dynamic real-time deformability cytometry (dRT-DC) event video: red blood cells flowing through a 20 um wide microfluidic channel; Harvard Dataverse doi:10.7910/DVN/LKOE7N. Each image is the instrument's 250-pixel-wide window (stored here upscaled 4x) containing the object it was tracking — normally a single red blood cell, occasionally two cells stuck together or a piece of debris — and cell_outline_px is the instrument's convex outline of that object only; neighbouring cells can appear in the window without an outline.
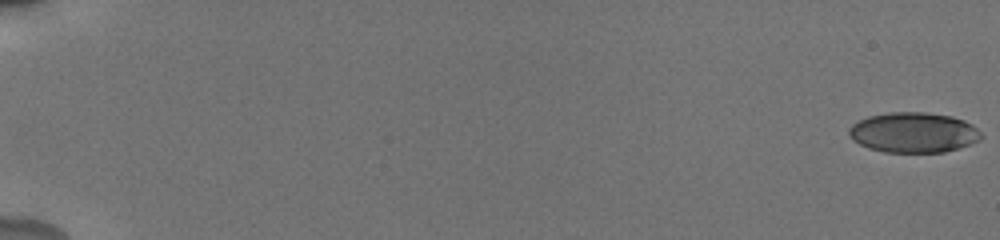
{"species": "human", "species_latin": "Homo sapiens", "temperature_condition": "cold", "stored_images_in_passage": 56, "camera_frame_rate_fps": 3000, "um_per_image_px": 0.085, "donor": {"sex": "male"}, "frame": {"image": 1, "passage_image": 1, "time_ms": 0.0, "image_size_px": [1000, 240], "cell_outline_px": [[984, 136], [980, 140], [944, 152], [884, 152], [868, 148], [852, 140], [848, 136], [848, 128], [852, 124], [868, 116], [888, 112], [924, 112], [952, 116], [964, 120], [972, 124]], "centroid_in_image_um": [77.62, 11.25], "position_along_channel_um": 7.4, "area_um2": 31.1}}
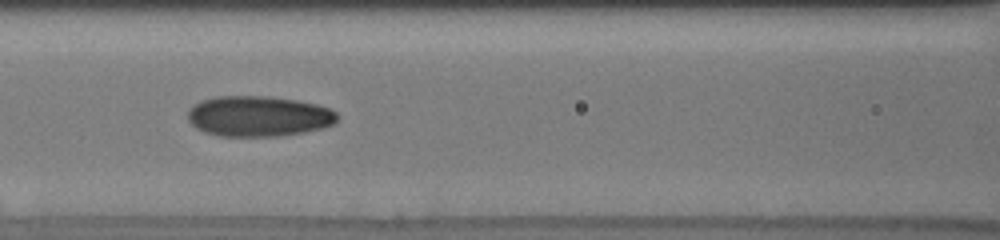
{"frame": {"image": 2, "passage_image": 28, "time_ms": 9.0, "image_size_px": [1000, 240], "cell_outline_px": [[340, 116], [336, 124], [324, 128], [304, 132], [280, 136], [220, 136], [204, 132], [196, 128], [188, 120], [188, 108], [200, 100], [216, 96], [268, 96], [296, 100], [316, 104], [328, 108], [336, 112]], "centroid_in_image_um": [21.99, 9.88], "position_along_channel_um": 144.6, "area_um2": 35.72}}
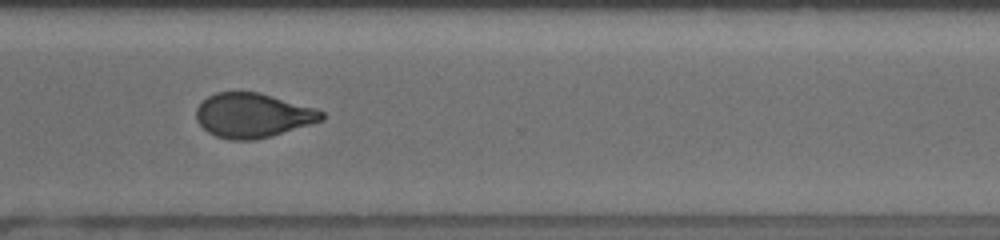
{"frame": {"image": 3, "passage_image": 44, "time_ms": 14.333, "image_size_px": [1000, 240], "cell_outline_px": [[324, 120], [272, 136], [256, 140], [228, 140], [216, 136], [208, 132], [196, 120], [196, 108], [208, 96], [216, 92], [260, 92], [316, 108], [324, 112]], "centroid_in_image_um": [21.5, 9.81], "position_along_channel_um": 349.1, "area_um2": 32.66}, "authors_computed_cell_mechanics": {"area_um2": 32.657, "velocity_mm_per_s": 3.8412, "shape_relaxation_time_tau1_ms": 8.7937, "shape_relaxation_time_tau2_ms": 1.5694, "deformation_change_tau1": 0.1929, "deformation_change_tau2": 0.0746}}